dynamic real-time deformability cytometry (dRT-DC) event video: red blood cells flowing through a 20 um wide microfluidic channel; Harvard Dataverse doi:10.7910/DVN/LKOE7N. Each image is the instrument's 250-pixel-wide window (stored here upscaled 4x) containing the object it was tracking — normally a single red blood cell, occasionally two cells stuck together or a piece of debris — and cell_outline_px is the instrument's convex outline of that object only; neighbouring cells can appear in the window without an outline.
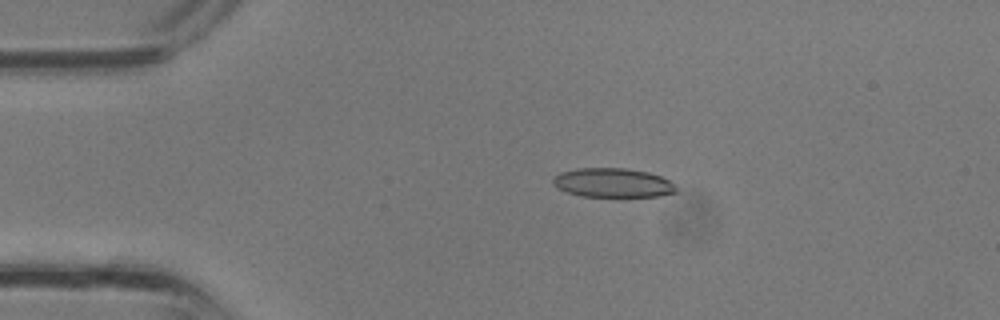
{"species": "common noctule bat (a hibernating species)", "species_latin": "Nyctalus noctula", "temperature_condition": "room temperature", "stored_images_in_passage": 35, "camera_frame_rate_fps": 3000, "um_per_image_px": 0.085, "animal": {"sex": "male", "body_mass_g": 13.3}, "frame": {"image": 1, "passage_image": 7, "time_ms": 2.0, "image_size_px": [1000, 320], "cell_outline_px": [[680, 192], [660, 196], [580, 196], [556, 188], [552, 184], [552, 180], [560, 172], [576, 168], [628, 168], [648, 172], [660, 176], [668, 180]], "centroid_in_image_um": [52.08, 15.53], "position_along_channel_um": 32.9, "area_um2": 20.98}}
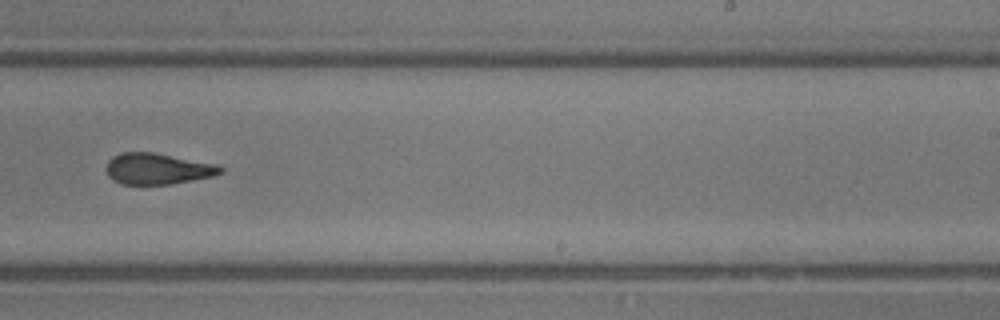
{"frame": {"image": 2, "passage_image": 22, "time_ms": 7.0, "image_size_px": [1000, 320], "cell_outline_px": [[224, 172], [212, 176], [172, 184], [120, 184], [112, 180], [108, 176], [108, 160], [112, 156], [120, 152], [152, 152], [220, 164], [224, 168]], "centroid_in_image_um": [13.43, 14.34], "position_along_channel_um": 275.6, "area_um2": 20.87}}
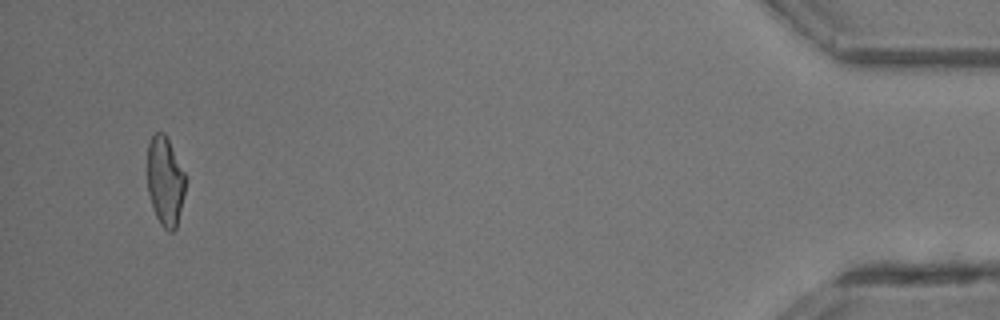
{"frame": {"image": 3, "passage_image": 34, "time_ms": 11.0, "image_size_px": [1000, 320], "cell_outline_px": [[184, 192], [176, 228], [172, 232], [168, 232], [160, 224], [156, 216], [148, 192], [148, 144], [152, 136], [156, 132], [164, 132], [184, 172]], "centroid_in_image_um": [14.02, 15.41], "position_along_channel_um": 421.2, "area_um2": 19.31}}